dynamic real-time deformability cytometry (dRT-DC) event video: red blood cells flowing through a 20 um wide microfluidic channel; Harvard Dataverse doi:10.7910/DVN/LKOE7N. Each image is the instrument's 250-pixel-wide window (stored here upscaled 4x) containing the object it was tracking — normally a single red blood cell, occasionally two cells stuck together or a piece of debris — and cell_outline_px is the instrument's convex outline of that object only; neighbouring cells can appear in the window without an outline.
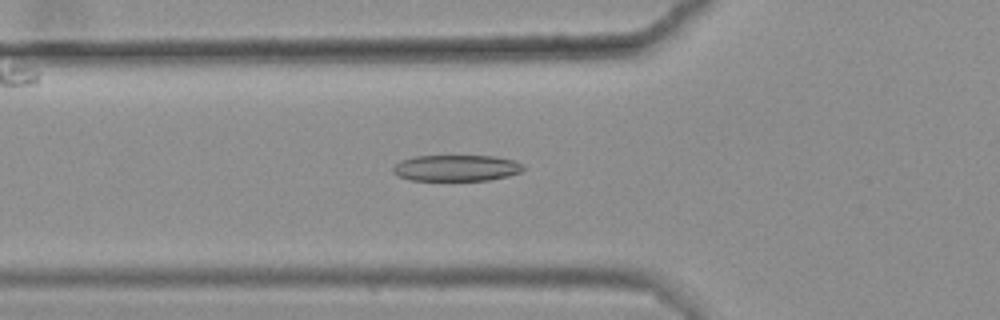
{"species": "common noctule bat (a hibernating species)", "species_latin": "Nyctalus noctula", "temperature_condition": "warm", "stored_images_in_passage": 39, "camera_frame_rate_fps": 3000, "um_per_image_px": 0.085, "animal": {"sex": "female", "body_mass_g": 25.1}, "frame": {"image": 1, "passage_image": 10, "time_ms": 3.0, "image_size_px": [1000, 320], "cell_outline_px": [[524, 168], [520, 172], [508, 176], [488, 180], [412, 180], [400, 176], [392, 172], [392, 168], [400, 160], [416, 156], [496, 156], [512, 160], [524, 164]], "centroid_in_image_um": [38.8, 14.27], "position_along_channel_um": 87.0, "area_um2": 19.83}}
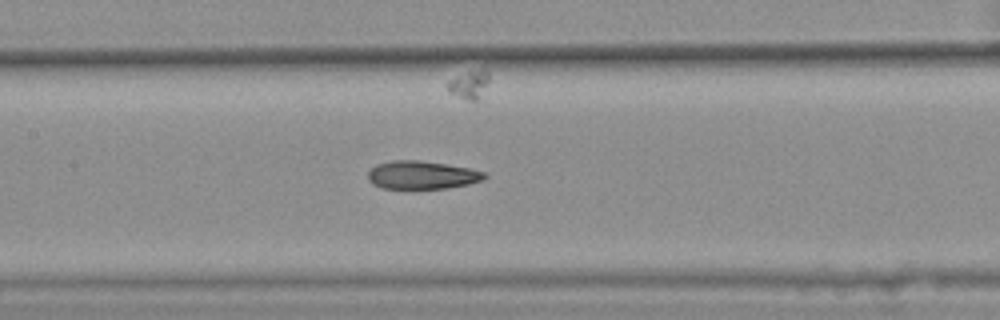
{"frame": {"image": 2, "passage_image": 17, "time_ms": 5.333, "image_size_px": [1000, 320], "cell_outline_px": [[488, 176], [480, 180], [468, 184], [444, 188], [380, 188], [372, 184], [368, 180], [368, 172], [376, 164], [392, 160], [416, 160], [444, 164], [468, 168], [484, 172]], "centroid_in_image_um": [35.8, 14.87], "position_along_channel_um": 171.6, "area_um2": 18.84}}
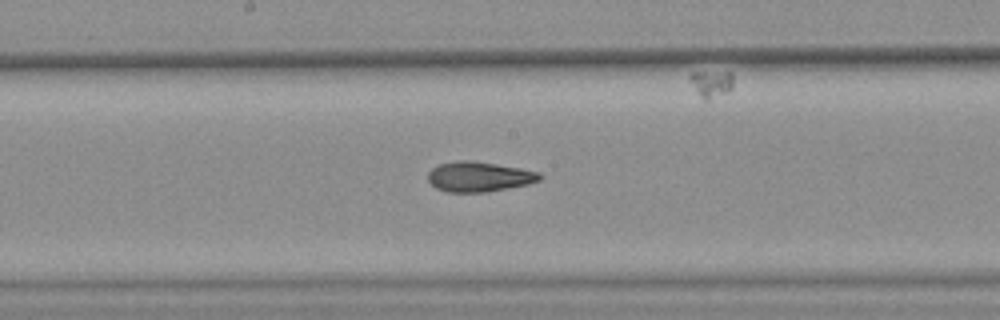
{"frame": {"image": 3, "passage_image": 20, "time_ms": 6.333, "image_size_px": [1000, 320], "cell_outline_px": [[544, 176], [540, 180], [528, 184], [484, 192], [448, 192], [436, 188], [428, 180], [428, 172], [432, 168], [440, 164], [456, 160], [472, 160], [520, 168], [540, 172]], "centroid_in_image_um": [40.72, 15.01], "position_along_channel_um": 207.5, "area_um2": 19.54}, "authors_computed_cell_mechanics": {"area_um2": 19.5364, "velocity_mm_per_s": 3.6017, "shape_relaxation_time_tau1_ms": null, "shape_relaxation_time_tau2_ms": 2.5602, "deformation_change_tau1": null, "deformation_change_tau2": 0.1091}}